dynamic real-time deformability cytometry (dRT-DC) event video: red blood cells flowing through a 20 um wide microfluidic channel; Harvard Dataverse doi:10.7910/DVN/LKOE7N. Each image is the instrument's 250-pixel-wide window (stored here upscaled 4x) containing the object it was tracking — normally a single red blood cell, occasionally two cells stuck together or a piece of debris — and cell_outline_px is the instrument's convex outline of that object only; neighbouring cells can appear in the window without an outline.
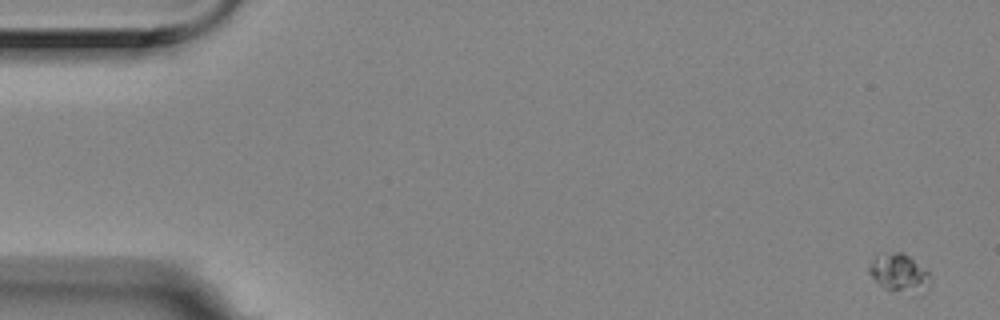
{"species": "Egyptian fruit bat (a non-hibernating species)", "species_latin": "Rousettus aegyptiacus", "temperature_condition": "room temperature", "stored_images_in_passage": 5, "camera_frame_rate_fps": 3000, "um_per_image_px": 0.085, "animal": {"sex": "female"}, "frame": {"image": 1, "passage_image": 1, "time_ms": 0.0, "image_size_px": [1000, 320], "cell_outline_px": [[928, 276], [920, 296], [912, 296], [884, 288], [868, 272], [868, 268], [876, 252], [904, 252], [928, 272]], "centroid_in_image_um": [76.37, 23.2], "position_along_channel_um": 8.6, "area_um2": 13.64}}
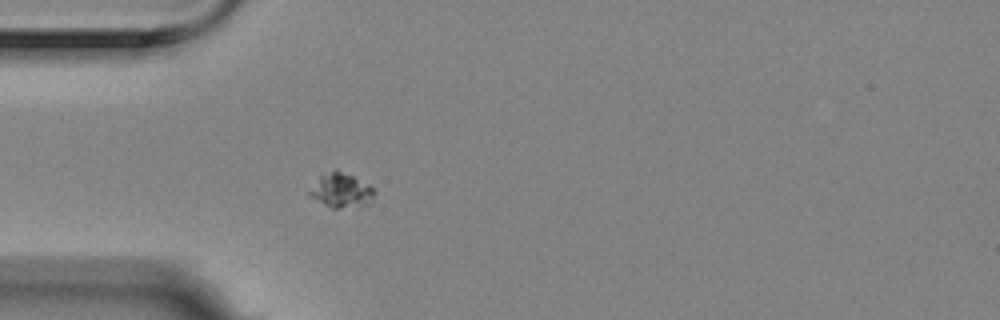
{"frame": {"image": 2, "passage_image": 5, "time_ms": 1.333, "image_size_px": [1000, 320], "cell_outline_px": [[376, 192], [372, 200], [368, 204], [360, 208], [332, 208], [308, 196], [308, 192], [320, 176], [336, 168], [368, 184]], "centroid_in_image_um": [29.02, 16.21], "position_along_channel_um": 56.0, "area_um2": 13.12}}